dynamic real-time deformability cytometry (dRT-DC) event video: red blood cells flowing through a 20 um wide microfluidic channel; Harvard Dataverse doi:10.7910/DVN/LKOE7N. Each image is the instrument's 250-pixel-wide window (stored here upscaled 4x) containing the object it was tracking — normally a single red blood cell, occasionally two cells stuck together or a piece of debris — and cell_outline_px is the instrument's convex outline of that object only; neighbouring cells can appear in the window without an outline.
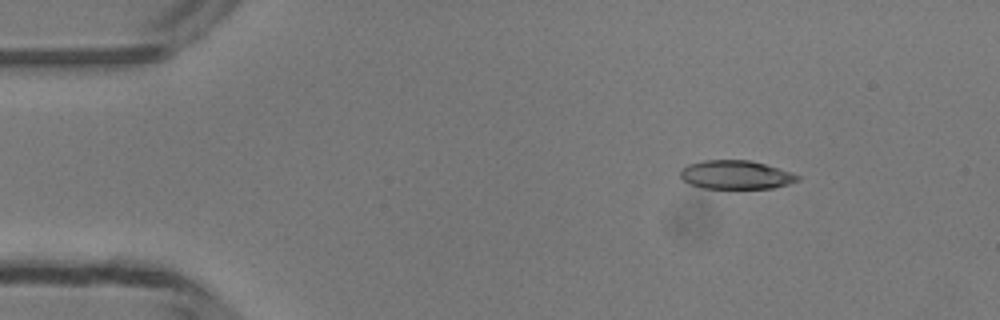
{"species": "common noctule bat (a hibernating species)", "species_latin": "Nyctalus noctula", "temperature_condition": "room temperature", "stored_images_in_passage": 49, "camera_frame_rate_fps": 3000, "um_per_image_px": 0.085, "animal": {"sex": "male", "body_mass_g": 13.3}, "frame": {"image": 1, "passage_image": 7, "time_ms": 2.0, "image_size_px": [1000, 320], "cell_outline_px": [[800, 180], [788, 184], [772, 188], [704, 188], [692, 184], [684, 180], [680, 176], [680, 168], [688, 164], [704, 160], [748, 160], [764, 164], [792, 172], [800, 176]], "centroid_in_image_um": [62.55, 14.85], "position_along_channel_um": 22.5, "area_um2": 19.48}}
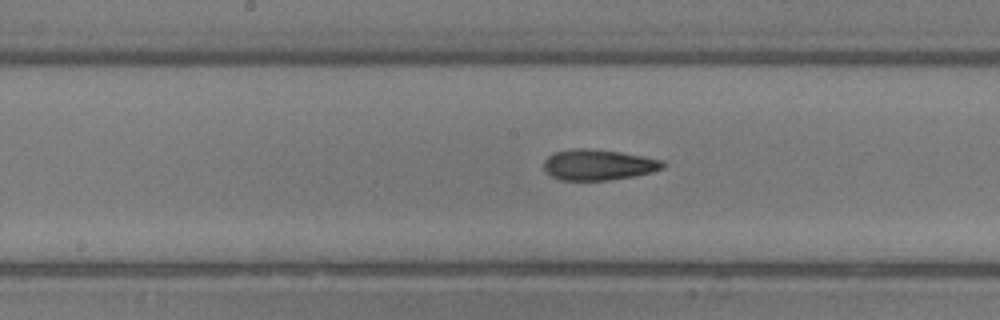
{"frame": {"image": 2, "passage_image": 25, "time_ms": 8.0, "image_size_px": [1000, 320], "cell_outline_px": [[664, 168], [652, 172], [636, 176], [608, 180], [560, 180], [544, 172], [544, 160], [552, 152], [572, 148], [588, 148], [620, 152], [664, 160]], "centroid_in_image_um": [50.83, 14.0], "position_along_channel_um": 197.4, "area_um2": 21.56}}
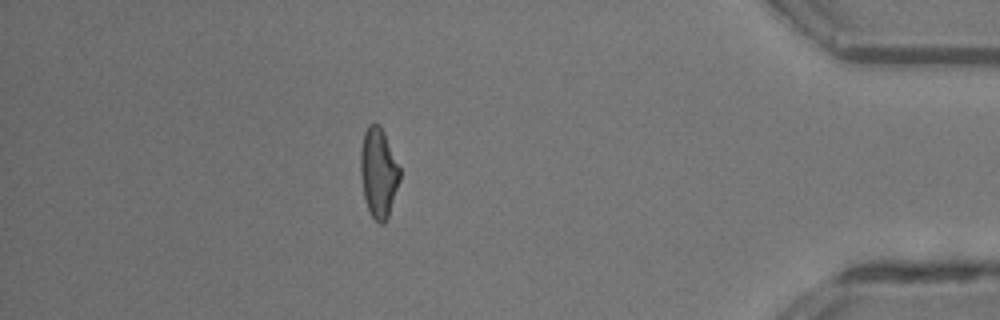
{"frame": {"image": 3, "passage_image": 43, "time_ms": 14.0, "image_size_px": [1000, 320], "cell_outline_px": [[400, 180], [388, 216], [384, 224], [380, 224], [372, 216], [368, 208], [364, 196], [360, 176], [360, 152], [364, 132], [368, 124], [380, 124], [384, 132], [400, 168]], "centroid_in_image_um": [32.17, 14.66], "position_along_channel_um": 403.0, "area_um2": 20.46}, "authors_computed_cell_mechanics": {"area_um2": 20.7502, "velocity_mm_per_s": 4.2121, "shape_relaxation_time_tau1_ms": 6.8458, "shape_relaxation_time_tau2_ms": 2.463, "deformation_change_tau1": 0.228, "deformation_change_tau2": 0.114}}